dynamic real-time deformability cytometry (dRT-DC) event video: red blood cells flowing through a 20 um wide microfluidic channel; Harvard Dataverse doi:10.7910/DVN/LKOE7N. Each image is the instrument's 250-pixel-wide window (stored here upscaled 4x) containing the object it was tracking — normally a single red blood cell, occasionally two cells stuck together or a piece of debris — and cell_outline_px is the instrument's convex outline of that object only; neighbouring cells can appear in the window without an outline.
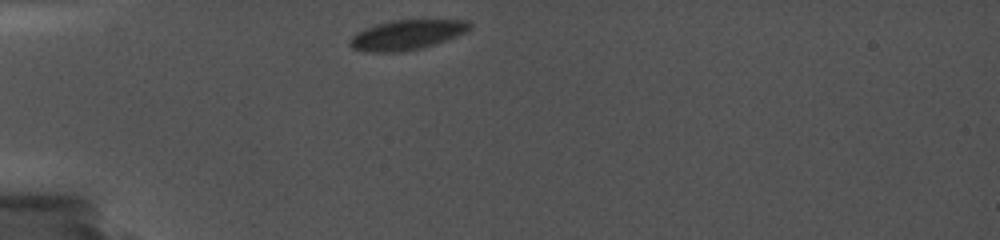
{"species": "common noctule bat (a hibernating species)", "species_latin": "Nyctalus noctula", "temperature_condition": "cold", "stored_images_in_passage": 24, "camera_frame_rate_fps": 5000, "um_per_image_px": 0.085, "animal": {"sex": "female", "body_mass_g": 19.0, "forearm_length_mm": 56.7}, "frame": {"image": 1, "passage_image": 1, "time_ms": 0.0, "image_size_px": [1000, 240], "cell_outline_px": [[472, 28], [456, 36], [436, 44], [420, 48], [396, 52], [372, 52], [352, 48], [348, 44], [348, 40], [356, 32], [364, 28], [376, 24], [392, 20], [468, 20], [472, 24]], "centroid_in_image_um": [34.56, 2.95], "position_along_channel_um": 50.4, "area_um2": 20.81}}
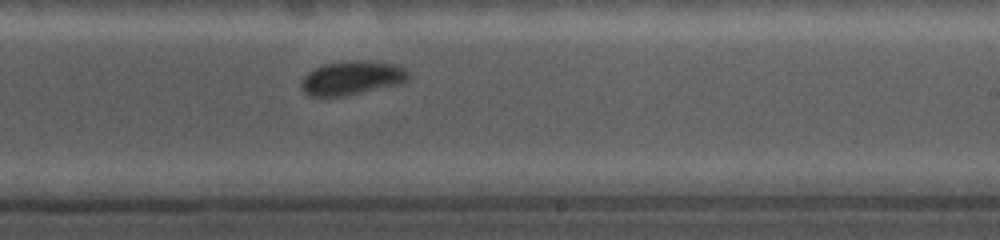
{"frame": {"image": 2, "passage_image": 14, "time_ms": 6.4, "image_size_px": [1000, 240], "cell_outline_px": [[412, 76], [404, 84], [344, 96], [308, 96], [300, 88], [300, 84], [304, 76], [308, 72], [324, 64], [348, 60], [364, 60], [396, 64], [404, 68]], "centroid_in_image_um": [29.96, 6.63], "position_along_channel_um": 259.0, "area_um2": 21.62}}
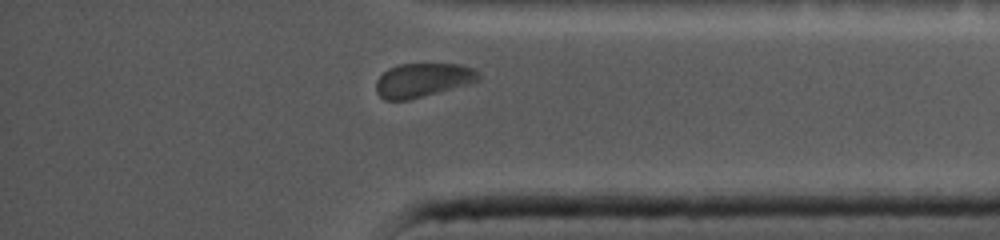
{"frame": {"image": 3, "passage_image": 22, "time_ms": 10.2, "image_size_px": [1000, 240], "cell_outline_px": [[480, 80], [468, 84], [408, 100], [384, 100], [376, 92], [376, 80], [388, 68], [400, 64], [460, 64], [472, 68], [480, 72]], "centroid_in_image_um": [35.93, 6.8], "position_along_channel_um": 399.3, "area_um2": 20.23}}